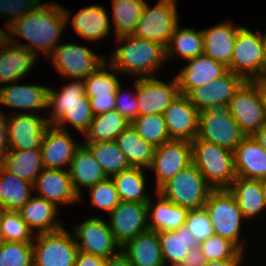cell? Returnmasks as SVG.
<instances>
[{
  "label": "cell",
  "instance_id": "cell-1",
  "mask_svg": "<svg viewBox=\"0 0 266 266\" xmlns=\"http://www.w3.org/2000/svg\"><path fill=\"white\" fill-rule=\"evenodd\" d=\"M69 15L67 9L53 1L48 4L40 3L34 10L16 19L6 29L9 32L4 31V37L13 44L23 46L36 56L40 51L49 57L58 46L62 31L69 22ZM13 35L15 38L21 36L28 43L23 45L15 42Z\"/></svg>",
  "mask_w": 266,
  "mask_h": 266
},
{
  "label": "cell",
  "instance_id": "cell-2",
  "mask_svg": "<svg viewBox=\"0 0 266 266\" xmlns=\"http://www.w3.org/2000/svg\"><path fill=\"white\" fill-rule=\"evenodd\" d=\"M117 41L126 42L112 53L111 62L108 63L111 71L128 72L139 78L154 77L159 67L166 60L164 45L138 38L134 35L116 38Z\"/></svg>",
  "mask_w": 266,
  "mask_h": 266
},
{
  "label": "cell",
  "instance_id": "cell-3",
  "mask_svg": "<svg viewBox=\"0 0 266 266\" xmlns=\"http://www.w3.org/2000/svg\"><path fill=\"white\" fill-rule=\"evenodd\" d=\"M47 107H53L50 118L46 117L49 125L66 130L64 124L71 123L83 135L94 118L89 99L85 95L83 79L72 80L59 92L49 88Z\"/></svg>",
  "mask_w": 266,
  "mask_h": 266
},
{
  "label": "cell",
  "instance_id": "cell-4",
  "mask_svg": "<svg viewBox=\"0 0 266 266\" xmlns=\"http://www.w3.org/2000/svg\"><path fill=\"white\" fill-rule=\"evenodd\" d=\"M192 163L213 190L229 189L236 179L233 151L204 139L191 142Z\"/></svg>",
  "mask_w": 266,
  "mask_h": 266
},
{
  "label": "cell",
  "instance_id": "cell-5",
  "mask_svg": "<svg viewBox=\"0 0 266 266\" xmlns=\"http://www.w3.org/2000/svg\"><path fill=\"white\" fill-rule=\"evenodd\" d=\"M204 208L209 214L214 234L229 240L243 253L245 245L239 237L241 222L245 219L234 195L228 189L212 190Z\"/></svg>",
  "mask_w": 266,
  "mask_h": 266
},
{
  "label": "cell",
  "instance_id": "cell-6",
  "mask_svg": "<svg viewBox=\"0 0 266 266\" xmlns=\"http://www.w3.org/2000/svg\"><path fill=\"white\" fill-rule=\"evenodd\" d=\"M213 189L192 163L165 182L157 192L171 203L187 210L204 208Z\"/></svg>",
  "mask_w": 266,
  "mask_h": 266
},
{
  "label": "cell",
  "instance_id": "cell-7",
  "mask_svg": "<svg viewBox=\"0 0 266 266\" xmlns=\"http://www.w3.org/2000/svg\"><path fill=\"white\" fill-rule=\"evenodd\" d=\"M245 135L229 112V104L217 103L199 112L197 138L233 151Z\"/></svg>",
  "mask_w": 266,
  "mask_h": 266
},
{
  "label": "cell",
  "instance_id": "cell-8",
  "mask_svg": "<svg viewBox=\"0 0 266 266\" xmlns=\"http://www.w3.org/2000/svg\"><path fill=\"white\" fill-rule=\"evenodd\" d=\"M266 59L261 31L253 33L245 27L238 30L229 71L241 76L245 81L262 77Z\"/></svg>",
  "mask_w": 266,
  "mask_h": 266
},
{
  "label": "cell",
  "instance_id": "cell-9",
  "mask_svg": "<svg viewBox=\"0 0 266 266\" xmlns=\"http://www.w3.org/2000/svg\"><path fill=\"white\" fill-rule=\"evenodd\" d=\"M72 236L64 227L36 234L32 242L33 266H74L79 250Z\"/></svg>",
  "mask_w": 266,
  "mask_h": 266
},
{
  "label": "cell",
  "instance_id": "cell-10",
  "mask_svg": "<svg viewBox=\"0 0 266 266\" xmlns=\"http://www.w3.org/2000/svg\"><path fill=\"white\" fill-rule=\"evenodd\" d=\"M176 6V0H159L153 8L146 3L133 35L166 47L179 25Z\"/></svg>",
  "mask_w": 266,
  "mask_h": 266
},
{
  "label": "cell",
  "instance_id": "cell-11",
  "mask_svg": "<svg viewBox=\"0 0 266 266\" xmlns=\"http://www.w3.org/2000/svg\"><path fill=\"white\" fill-rule=\"evenodd\" d=\"M229 112L245 136H253L266 123V111L253 81H244L229 102Z\"/></svg>",
  "mask_w": 266,
  "mask_h": 266
},
{
  "label": "cell",
  "instance_id": "cell-12",
  "mask_svg": "<svg viewBox=\"0 0 266 266\" xmlns=\"http://www.w3.org/2000/svg\"><path fill=\"white\" fill-rule=\"evenodd\" d=\"M56 70L69 79H85L106 63L88 48L77 44H60L50 54Z\"/></svg>",
  "mask_w": 266,
  "mask_h": 266
},
{
  "label": "cell",
  "instance_id": "cell-13",
  "mask_svg": "<svg viewBox=\"0 0 266 266\" xmlns=\"http://www.w3.org/2000/svg\"><path fill=\"white\" fill-rule=\"evenodd\" d=\"M190 164H192L190 141L171 139L155 147L154 157L148 169L156 173V191Z\"/></svg>",
  "mask_w": 266,
  "mask_h": 266
},
{
  "label": "cell",
  "instance_id": "cell-14",
  "mask_svg": "<svg viewBox=\"0 0 266 266\" xmlns=\"http://www.w3.org/2000/svg\"><path fill=\"white\" fill-rule=\"evenodd\" d=\"M109 218L110 229L120 247L149 229L147 203L120 201Z\"/></svg>",
  "mask_w": 266,
  "mask_h": 266
},
{
  "label": "cell",
  "instance_id": "cell-15",
  "mask_svg": "<svg viewBox=\"0 0 266 266\" xmlns=\"http://www.w3.org/2000/svg\"><path fill=\"white\" fill-rule=\"evenodd\" d=\"M134 87L138 101V116L162 114L180 93L176 77L170 83H164L155 77H138Z\"/></svg>",
  "mask_w": 266,
  "mask_h": 266
},
{
  "label": "cell",
  "instance_id": "cell-16",
  "mask_svg": "<svg viewBox=\"0 0 266 266\" xmlns=\"http://www.w3.org/2000/svg\"><path fill=\"white\" fill-rule=\"evenodd\" d=\"M75 235L78 250L104 259L115 254V248H121L115 241L109 224L99 217H90L81 224L75 225Z\"/></svg>",
  "mask_w": 266,
  "mask_h": 266
},
{
  "label": "cell",
  "instance_id": "cell-17",
  "mask_svg": "<svg viewBox=\"0 0 266 266\" xmlns=\"http://www.w3.org/2000/svg\"><path fill=\"white\" fill-rule=\"evenodd\" d=\"M12 115L7 116L9 149L40 148L44 133L49 126L46 117L25 112Z\"/></svg>",
  "mask_w": 266,
  "mask_h": 266
},
{
  "label": "cell",
  "instance_id": "cell-18",
  "mask_svg": "<svg viewBox=\"0 0 266 266\" xmlns=\"http://www.w3.org/2000/svg\"><path fill=\"white\" fill-rule=\"evenodd\" d=\"M170 139L192 142L198 134L199 111L185 94L179 95L162 113Z\"/></svg>",
  "mask_w": 266,
  "mask_h": 266
},
{
  "label": "cell",
  "instance_id": "cell-19",
  "mask_svg": "<svg viewBox=\"0 0 266 266\" xmlns=\"http://www.w3.org/2000/svg\"><path fill=\"white\" fill-rule=\"evenodd\" d=\"M76 142L67 129L62 130L49 125L40 147L44 167L62 170L66 168L68 170L67 167H70L74 153L80 146V143Z\"/></svg>",
  "mask_w": 266,
  "mask_h": 266
},
{
  "label": "cell",
  "instance_id": "cell-20",
  "mask_svg": "<svg viewBox=\"0 0 266 266\" xmlns=\"http://www.w3.org/2000/svg\"><path fill=\"white\" fill-rule=\"evenodd\" d=\"M245 80L231 71L205 86H197L188 94L191 104L199 111L207 110L217 103L229 104L236 90Z\"/></svg>",
  "mask_w": 266,
  "mask_h": 266
},
{
  "label": "cell",
  "instance_id": "cell-21",
  "mask_svg": "<svg viewBox=\"0 0 266 266\" xmlns=\"http://www.w3.org/2000/svg\"><path fill=\"white\" fill-rule=\"evenodd\" d=\"M33 189L39 192L37 196L43 197L56 206L80 202L69 171L66 169L44 168L35 179Z\"/></svg>",
  "mask_w": 266,
  "mask_h": 266
},
{
  "label": "cell",
  "instance_id": "cell-22",
  "mask_svg": "<svg viewBox=\"0 0 266 266\" xmlns=\"http://www.w3.org/2000/svg\"><path fill=\"white\" fill-rule=\"evenodd\" d=\"M189 63L175 76L179 92L187 95L197 86H205L211 81L220 78L227 71V67L211 57L202 54L187 60Z\"/></svg>",
  "mask_w": 266,
  "mask_h": 266
},
{
  "label": "cell",
  "instance_id": "cell-23",
  "mask_svg": "<svg viewBox=\"0 0 266 266\" xmlns=\"http://www.w3.org/2000/svg\"><path fill=\"white\" fill-rule=\"evenodd\" d=\"M236 177L266 179V150L253 138L245 136L233 150Z\"/></svg>",
  "mask_w": 266,
  "mask_h": 266
},
{
  "label": "cell",
  "instance_id": "cell-24",
  "mask_svg": "<svg viewBox=\"0 0 266 266\" xmlns=\"http://www.w3.org/2000/svg\"><path fill=\"white\" fill-rule=\"evenodd\" d=\"M36 55L9 42L5 37L0 41V84H9L26 76L36 62Z\"/></svg>",
  "mask_w": 266,
  "mask_h": 266
},
{
  "label": "cell",
  "instance_id": "cell-25",
  "mask_svg": "<svg viewBox=\"0 0 266 266\" xmlns=\"http://www.w3.org/2000/svg\"><path fill=\"white\" fill-rule=\"evenodd\" d=\"M241 27L234 26L229 21V23H220L210 29L205 28L202 30L204 42L203 54L228 67L231 62L237 33Z\"/></svg>",
  "mask_w": 266,
  "mask_h": 266
},
{
  "label": "cell",
  "instance_id": "cell-26",
  "mask_svg": "<svg viewBox=\"0 0 266 266\" xmlns=\"http://www.w3.org/2000/svg\"><path fill=\"white\" fill-rule=\"evenodd\" d=\"M75 192L82 201L80 187L90 188L107 178L92 152L82 143L76 149L68 169Z\"/></svg>",
  "mask_w": 266,
  "mask_h": 266
},
{
  "label": "cell",
  "instance_id": "cell-27",
  "mask_svg": "<svg viewBox=\"0 0 266 266\" xmlns=\"http://www.w3.org/2000/svg\"><path fill=\"white\" fill-rule=\"evenodd\" d=\"M132 266H165L158 232L148 229L120 248Z\"/></svg>",
  "mask_w": 266,
  "mask_h": 266
},
{
  "label": "cell",
  "instance_id": "cell-28",
  "mask_svg": "<svg viewBox=\"0 0 266 266\" xmlns=\"http://www.w3.org/2000/svg\"><path fill=\"white\" fill-rule=\"evenodd\" d=\"M57 210L58 207L54 203L40 196H32L18 212L33 233L38 234L53 232L63 227L62 222L56 219Z\"/></svg>",
  "mask_w": 266,
  "mask_h": 266
},
{
  "label": "cell",
  "instance_id": "cell-29",
  "mask_svg": "<svg viewBox=\"0 0 266 266\" xmlns=\"http://www.w3.org/2000/svg\"><path fill=\"white\" fill-rule=\"evenodd\" d=\"M49 86L12 84L0 88V104L18 109H47Z\"/></svg>",
  "mask_w": 266,
  "mask_h": 266
},
{
  "label": "cell",
  "instance_id": "cell-30",
  "mask_svg": "<svg viewBox=\"0 0 266 266\" xmlns=\"http://www.w3.org/2000/svg\"><path fill=\"white\" fill-rule=\"evenodd\" d=\"M0 165L7 172L32 184L45 168L40 148L28 150L9 149L0 161Z\"/></svg>",
  "mask_w": 266,
  "mask_h": 266
},
{
  "label": "cell",
  "instance_id": "cell-31",
  "mask_svg": "<svg viewBox=\"0 0 266 266\" xmlns=\"http://www.w3.org/2000/svg\"><path fill=\"white\" fill-rule=\"evenodd\" d=\"M158 236L165 266L168 261L171 266H179L190 249L200 246L185 225L172 231H160Z\"/></svg>",
  "mask_w": 266,
  "mask_h": 266
},
{
  "label": "cell",
  "instance_id": "cell-32",
  "mask_svg": "<svg viewBox=\"0 0 266 266\" xmlns=\"http://www.w3.org/2000/svg\"><path fill=\"white\" fill-rule=\"evenodd\" d=\"M72 25L77 35L92 42L105 38L111 29L109 18L101 5L82 8L72 17Z\"/></svg>",
  "mask_w": 266,
  "mask_h": 266
},
{
  "label": "cell",
  "instance_id": "cell-33",
  "mask_svg": "<svg viewBox=\"0 0 266 266\" xmlns=\"http://www.w3.org/2000/svg\"><path fill=\"white\" fill-rule=\"evenodd\" d=\"M156 195L159 198L157 204L154 205L152 199L147 202L148 217L151 219L149 229L172 231L184 225L188 210L171 203L157 191Z\"/></svg>",
  "mask_w": 266,
  "mask_h": 266
},
{
  "label": "cell",
  "instance_id": "cell-34",
  "mask_svg": "<svg viewBox=\"0 0 266 266\" xmlns=\"http://www.w3.org/2000/svg\"><path fill=\"white\" fill-rule=\"evenodd\" d=\"M124 153L130 167L148 169L154 157L155 147L144 140L130 124L115 140Z\"/></svg>",
  "mask_w": 266,
  "mask_h": 266
},
{
  "label": "cell",
  "instance_id": "cell-35",
  "mask_svg": "<svg viewBox=\"0 0 266 266\" xmlns=\"http://www.w3.org/2000/svg\"><path fill=\"white\" fill-rule=\"evenodd\" d=\"M228 190L236 198L245 220L255 217L266 208L261 180L236 177Z\"/></svg>",
  "mask_w": 266,
  "mask_h": 266
},
{
  "label": "cell",
  "instance_id": "cell-36",
  "mask_svg": "<svg viewBox=\"0 0 266 266\" xmlns=\"http://www.w3.org/2000/svg\"><path fill=\"white\" fill-rule=\"evenodd\" d=\"M33 184L7 172L0 165V209L18 211L30 198Z\"/></svg>",
  "mask_w": 266,
  "mask_h": 266
},
{
  "label": "cell",
  "instance_id": "cell-37",
  "mask_svg": "<svg viewBox=\"0 0 266 266\" xmlns=\"http://www.w3.org/2000/svg\"><path fill=\"white\" fill-rule=\"evenodd\" d=\"M131 123L116 109L95 115L85 135V142L115 141Z\"/></svg>",
  "mask_w": 266,
  "mask_h": 266
},
{
  "label": "cell",
  "instance_id": "cell-38",
  "mask_svg": "<svg viewBox=\"0 0 266 266\" xmlns=\"http://www.w3.org/2000/svg\"><path fill=\"white\" fill-rule=\"evenodd\" d=\"M165 48L166 62L168 61V58H171L174 55H177V57L178 55L181 56L182 60H189L202 55L204 48L202 30L196 31L193 28H182L180 30L177 25L173 36L170 38V41Z\"/></svg>",
  "mask_w": 266,
  "mask_h": 266
},
{
  "label": "cell",
  "instance_id": "cell-39",
  "mask_svg": "<svg viewBox=\"0 0 266 266\" xmlns=\"http://www.w3.org/2000/svg\"><path fill=\"white\" fill-rule=\"evenodd\" d=\"M144 168L130 167L111 176L121 201L147 203L150 197L144 194L146 179Z\"/></svg>",
  "mask_w": 266,
  "mask_h": 266
},
{
  "label": "cell",
  "instance_id": "cell-40",
  "mask_svg": "<svg viewBox=\"0 0 266 266\" xmlns=\"http://www.w3.org/2000/svg\"><path fill=\"white\" fill-rule=\"evenodd\" d=\"M145 4V0H112L113 22L117 38L134 34Z\"/></svg>",
  "mask_w": 266,
  "mask_h": 266
},
{
  "label": "cell",
  "instance_id": "cell-41",
  "mask_svg": "<svg viewBox=\"0 0 266 266\" xmlns=\"http://www.w3.org/2000/svg\"><path fill=\"white\" fill-rule=\"evenodd\" d=\"M84 145L95 156L107 177L130 168L124 153L118 148L115 141L84 142Z\"/></svg>",
  "mask_w": 266,
  "mask_h": 266
},
{
  "label": "cell",
  "instance_id": "cell-42",
  "mask_svg": "<svg viewBox=\"0 0 266 266\" xmlns=\"http://www.w3.org/2000/svg\"><path fill=\"white\" fill-rule=\"evenodd\" d=\"M131 125L138 134L154 147L161 146L171 140L162 114H146L137 116Z\"/></svg>",
  "mask_w": 266,
  "mask_h": 266
},
{
  "label": "cell",
  "instance_id": "cell-43",
  "mask_svg": "<svg viewBox=\"0 0 266 266\" xmlns=\"http://www.w3.org/2000/svg\"><path fill=\"white\" fill-rule=\"evenodd\" d=\"M34 237L35 233L28 227L18 211L2 210V241L32 243Z\"/></svg>",
  "mask_w": 266,
  "mask_h": 266
},
{
  "label": "cell",
  "instance_id": "cell-44",
  "mask_svg": "<svg viewBox=\"0 0 266 266\" xmlns=\"http://www.w3.org/2000/svg\"><path fill=\"white\" fill-rule=\"evenodd\" d=\"M107 67L108 64L105 63L96 72L83 79L87 97L115 96L120 81L115 73L106 71Z\"/></svg>",
  "mask_w": 266,
  "mask_h": 266
},
{
  "label": "cell",
  "instance_id": "cell-45",
  "mask_svg": "<svg viewBox=\"0 0 266 266\" xmlns=\"http://www.w3.org/2000/svg\"><path fill=\"white\" fill-rule=\"evenodd\" d=\"M205 261L223 259H243V253L229 240L218 235H212L200 243Z\"/></svg>",
  "mask_w": 266,
  "mask_h": 266
},
{
  "label": "cell",
  "instance_id": "cell-46",
  "mask_svg": "<svg viewBox=\"0 0 266 266\" xmlns=\"http://www.w3.org/2000/svg\"><path fill=\"white\" fill-rule=\"evenodd\" d=\"M0 266H33L32 243H0Z\"/></svg>",
  "mask_w": 266,
  "mask_h": 266
},
{
  "label": "cell",
  "instance_id": "cell-47",
  "mask_svg": "<svg viewBox=\"0 0 266 266\" xmlns=\"http://www.w3.org/2000/svg\"><path fill=\"white\" fill-rule=\"evenodd\" d=\"M89 192L92 205L108 213L113 211L121 201L111 177H107L90 187Z\"/></svg>",
  "mask_w": 266,
  "mask_h": 266
},
{
  "label": "cell",
  "instance_id": "cell-48",
  "mask_svg": "<svg viewBox=\"0 0 266 266\" xmlns=\"http://www.w3.org/2000/svg\"><path fill=\"white\" fill-rule=\"evenodd\" d=\"M184 225L199 243L214 235L213 225L205 208L188 210Z\"/></svg>",
  "mask_w": 266,
  "mask_h": 266
},
{
  "label": "cell",
  "instance_id": "cell-49",
  "mask_svg": "<svg viewBox=\"0 0 266 266\" xmlns=\"http://www.w3.org/2000/svg\"><path fill=\"white\" fill-rule=\"evenodd\" d=\"M41 0H0V17L9 16L11 19L5 25L6 29L18 18L34 10ZM3 15H2V14Z\"/></svg>",
  "mask_w": 266,
  "mask_h": 266
},
{
  "label": "cell",
  "instance_id": "cell-50",
  "mask_svg": "<svg viewBox=\"0 0 266 266\" xmlns=\"http://www.w3.org/2000/svg\"><path fill=\"white\" fill-rule=\"evenodd\" d=\"M123 94L124 93L120 84L115 94V109L131 123L138 116V101L136 92L134 96L133 94L129 96L127 94H124V96Z\"/></svg>",
  "mask_w": 266,
  "mask_h": 266
},
{
  "label": "cell",
  "instance_id": "cell-51",
  "mask_svg": "<svg viewBox=\"0 0 266 266\" xmlns=\"http://www.w3.org/2000/svg\"><path fill=\"white\" fill-rule=\"evenodd\" d=\"M115 98L116 96L88 97L94 116L114 110Z\"/></svg>",
  "mask_w": 266,
  "mask_h": 266
},
{
  "label": "cell",
  "instance_id": "cell-52",
  "mask_svg": "<svg viewBox=\"0 0 266 266\" xmlns=\"http://www.w3.org/2000/svg\"><path fill=\"white\" fill-rule=\"evenodd\" d=\"M205 262L202 249L198 246L188 251L187 256L179 266H204Z\"/></svg>",
  "mask_w": 266,
  "mask_h": 266
},
{
  "label": "cell",
  "instance_id": "cell-53",
  "mask_svg": "<svg viewBox=\"0 0 266 266\" xmlns=\"http://www.w3.org/2000/svg\"><path fill=\"white\" fill-rule=\"evenodd\" d=\"M9 150L7 116L0 111V161Z\"/></svg>",
  "mask_w": 266,
  "mask_h": 266
},
{
  "label": "cell",
  "instance_id": "cell-54",
  "mask_svg": "<svg viewBox=\"0 0 266 266\" xmlns=\"http://www.w3.org/2000/svg\"><path fill=\"white\" fill-rule=\"evenodd\" d=\"M105 259L78 251L74 266H104Z\"/></svg>",
  "mask_w": 266,
  "mask_h": 266
},
{
  "label": "cell",
  "instance_id": "cell-55",
  "mask_svg": "<svg viewBox=\"0 0 266 266\" xmlns=\"http://www.w3.org/2000/svg\"><path fill=\"white\" fill-rule=\"evenodd\" d=\"M104 266H132L126 254L119 249L115 254L105 259Z\"/></svg>",
  "mask_w": 266,
  "mask_h": 266
},
{
  "label": "cell",
  "instance_id": "cell-56",
  "mask_svg": "<svg viewBox=\"0 0 266 266\" xmlns=\"http://www.w3.org/2000/svg\"><path fill=\"white\" fill-rule=\"evenodd\" d=\"M243 259H223L218 261H207L204 266H239Z\"/></svg>",
  "mask_w": 266,
  "mask_h": 266
},
{
  "label": "cell",
  "instance_id": "cell-57",
  "mask_svg": "<svg viewBox=\"0 0 266 266\" xmlns=\"http://www.w3.org/2000/svg\"><path fill=\"white\" fill-rule=\"evenodd\" d=\"M252 81L255 83L260 93V96H261V99H262V102H263V105L266 111V81L262 77L254 79Z\"/></svg>",
  "mask_w": 266,
  "mask_h": 266
},
{
  "label": "cell",
  "instance_id": "cell-58",
  "mask_svg": "<svg viewBox=\"0 0 266 266\" xmlns=\"http://www.w3.org/2000/svg\"><path fill=\"white\" fill-rule=\"evenodd\" d=\"M253 138L256 139L266 150V123L258 129L253 135Z\"/></svg>",
  "mask_w": 266,
  "mask_h": 266
},
{
  "label": "cell",
  "instance_id": "cell-59",
  "mask_svg": "<svg viewBox=\"0 0 266 266\" xmlns=\"http://www.w3.org/2000/svg\"><path fill=\"white\" fill-rule=\"evenodd\" d=\"M261 187H262V193H263V196H264L265 206H266V179L265 180H261Z\"/></svg>",
  "mask_w": 266,
  "mask_h": 266
},
{
  "label": "cell",
  "instance_id": "cell-60",
  "mask_svg": "<svg viewBox=\"0 0 266 266\" xmlns=\"http://www.w3.org/2000/svg\"><path fill=\"white\" fill-rule=\"evenodd\" d=\"M261 38H262L264 54H265V59H266V33H264V34L261 33Z\"/></svg>",
  "mask_w": 266,
  "mask_h": 266
},
{
  "label": "cell",
  "instance_id": "cell-61",
  "mask_svg": "<svg viewBox=\"0 0 266 266\" xmlns=\"http://www.w3.org/2000/svg\"><path fill=\"white\" fill-rule=\"evenodd\" d=\"M1 216H2V210L0 209V243L2 242V238H1Z\"/></svg>",
  "mask_w": 266,
  "mask_h": 266
},
{
  "label": "cell",
  "instance_id": "cell-62",
  "mask_svg": "<svg viewBox=\"0 0 266 266\" xmlns=\"http://www.w3.org/2000/svg\"><path fill=\"white\" fill-rule=\"evenodd\" d=\"M4 38V30L0 28V41Z\"/></svg>",
  "mask_w": 266,
  "mask_h": 266
},
{
  "label": "cell",
  "instance_id": "cell-63",
  "mask_svg": "<svg viewBox=\"0 0 266 266\" xmlns=\"http://www.w3.org/2000/svg\"><path fill=\"white\" fill-rule=\"evenodd\" d=\"M262 78L266 81V67H265L264 73L262 75Z\"/></svg>",
  "mask_w": 266,
  "mask_h": 266
}]
</instances>
